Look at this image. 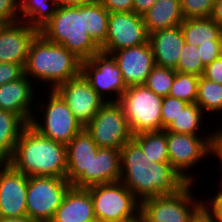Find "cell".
Wrapping results in <instances>:
<instances>
[{"mask_svg":"<svg viewBox=\"0 0 222 222\" xmlns=\"http://www.w3.org/2000/svg\"><path fill=\"white\" fill-rule=\"evenodd\" d=\"M148 34L180 25L184 16L180 0H157L143 15Z\"/></svg>","mask_w":222,"mask_h":222,"instance_id":"cell-23","label":"cell"},{"mask_svg":"<svg viewBox=\"0 0 222 222\" xmlns=\"http://www.w3.org/2000/svg\"><path fill=\"white\" fill-rule=\"evenodd\" d=\"M84 128L106 103L80 73L55 89Z\"/></svg>","mask_w":222,"mask_h":222,"instance_id":"cell-14","label":"cell"},{"mask_svg":"<svg viewBox=\"0 0 222 222\" xmlns=\"http://www.w3.org/2000/svg\"><path fill=\"white\" fill-rule=\"evenodd\" d=\"M216 0H180L184 19L210 17Z\"/></svg>","mask_w":222,"mask_h":222,"instance_id":"cell-34","label":"cell"},{"mask_svg":"<svg viewBox=\"0 0 222 222\" xmlns=\"http://www.w3.org/2000/svg\"><path fill=\"white\" fill-rule=\"evenodd\" d=\"M121 180V152L113 148H99L90 163V186Z\"/></svg>","mask_w":222,"mask_h":222,"instance_id":"cell-22","label":"cell"},{"mask_svg":"<svg viewBox=\"0 0 222 222\" xmlns=\"http://www.w3.org/2000/svg\"><path fill=\"white\" fill-rule=\"evenodd\" d=\"M108 12H131L134 0H99Z\"/></svg>","mask_w":222,"mask_h":222,"instance_id":"cell-41","label":"cell"},{"mask_svg":"<svg viewBox=\"0 0 222 222\" xmlns=\"http://www.w3.org/2000/svg\"><path fill=\"white\" fill-rule=\"evenodd\" d=\"M162 99L145 85L127 87L118 103L133 135L162 130Z\"/></svg>","mask_w":222,"mask_h":222,"instance_id":"cell-8","label":"cell"},{"mask_svg":"<svg viewBox=\"0 0 222 222\" xmlns=\"http://www.w3.org/2000/svg\"><path fill=\"white\" fill-rule=\"evenodd\" d=\"M132 140L152 162H169L167 130L139 133Z\"/></svg>","mask_w":222,"mask_h":222,"instance_id":"cell-27","label":"cell"},{"mask_svg":"<svg viewBox=\"0 0 222 222\" xmlns=\"http://www.w3.org/2000/svg\"><path fill=\"white\" fill-rule=\"evenodd\" d=\"M184 41L189 45L211 43L222 40V28L210 17L184 19L180 24Z\"/></svg>","mask_w":222,"mask_h":222,"instance_id":"cell-24","label":"cell"},{"mask_svg":"<svg viewBox=\"0 0 222 222\" xmlns=\"http://www.w3.org/2000/svg\"><path fill=\"white\" fill-rule=\"evenodd\" d=\"M28 176L9 163L0 164V217H26Z\"/></svg>","mask_w":222,"mask_h":222,"instance_id":"cell-16","label":"cell"},{"mask_svg":"<svg viewBox=\"0 0 222 222\" xmlns=\"http://www.w3.org/2000/svg\"><path fill=\"white\" fill-rule=\"evenodd\" d=\"M109 14L99 0L86 4V30L99 47L106 41Z\"/></svg>","mask_w":222,"mask_h":222,"instance_id":"cell-28","label":"cell"},{"mask_svg":"<svg viewBox=\"0 0 222 222\" xmlns=\"http://www.w3.org/2000/svg\"><path fill=\"white\" fill-rule=\"evenodd\" d=\"M48 92L46 103L42 104L41 99L35 103L37 107L35 111L43 113L41 115L43 120L39 121L40 116L34 114L30 125L40 134L67 145L83 127L60 94L56 90H48ZM39 107L42 108L40 111Z\"/></svg>","mask_w":222,"mask_h":222,"instance_id":"cell-5","label":"cell"},{"mask_svg":"<svg viewBox=\"0 0 222 222\" xmlns=\"http://www.w3.org/2000/svg\"><path fill=\"white\" fill-rule=\"evenodd\" d=\"M149 43L155 65L175 70L185 44L181 26L178 25L150 33Z\"/></svg>","mask_w":222,"mask_h":222,"instance_id":"cell-20","label":"cell"},{"mask_svg":"<svg viewBox=\"0 0 222 222\" xmlns=\"http://www.w3.org/2000/svg\"><path fill=\"white\" fill-rule=\"evenodd\" d=\"M48 41L62 44L81 61L101 52L86 30V4L58 7L53 17L39 29Z\"/></svg>","mask_w":222,"mask_h":222,"instance_id":"cell-4","label":"cell"},{"mask_svg":"<svg viewBox=\"0 0 222 222\" xmlns=\"http://www.w3.org/2000/svg\"><path fill=\"white\" fill-rule=\"evenodd\" d=\"M67 181L76 188L90 186V163L96 156L99 147L91 135L83 128L66 145Z\"/></svg>","mask_w":222,"mask_h":222,"instance_id":"cell-15","label":"cell"},{"mask_svg":"<svg viewBox=\"0 0 222 222\" xmlns=\"http://www.w3.org/2000/svg\"><path fill=\"white\" fill-rule=\"evenodd\" d=\"M71 186L66 178L28 177L27 217L34 222H50Z\"/></svg>","mask_w":222,"mask_h":222,"instance_id":"cell-10","label":"cell"},{"mask_svg":"<svg viewBox=\"0 0 222 222\" xmlns=\"http://www.w3.org/2000/svg\"><path fill=\"white\" fill-rule=\"evenodd\" d=\"M149 41L143 16L135 12H110L108 33L101 52L111 54L115 51L143 45Z\"/></svg>","mask_w":222,"mask_h":222,"instance_id":"cell-13","label":"cell"},{"mask_svg":"<svg viewBox=\"0 0 222 222\" xmlns=\"http://www.w3.org/2000/svg\"><path fill=\"white\" fill-rule=\"evenodd\" d=\"M203 114L205 113L198 104H188L165 130L179 134L199 135L203 132L199 130L203 128L202 121L205 120Z\"/></svg>","mask_w":222,"mask_h":222,"instance_id":"cell-29","label":"cell"},{"mask_svg":"<svg viewBox=\"0 0 222 222\" xmlns=\"http://www.w3.org/2000/svg\"><path fill=\"white\" fill-rule=\"evenodd\" d=\"M210 18L222 28V0H216Z\"/></svg>","mask_w":222,"mask_h":222,"instance_id":"cell-43","label":"cell"},{"mask_svg":"<svg viewBox=\"0 0 222 222\" xmlns=\"http://www.w3.org/2000/svg\"><path fill=\"white\" fill-rule=\"evenodd\" d=\"M24 75V68L19 64L0 63V86L18 80Z\"/></svg>","mask_w":222,"mask_h":222,"instance_id":"cell-39","label":"cell"},{"mask_svg":"<svg viewBox=\"0 0 222 222\" xmlns=\"http://www.w3.org/2000/svg\"><path fill=\"white\" fill-rule=\"evenodd\" d=\"M81 73L106 102H118L127 89L117 63L109 54L99 52L89 60L81 61Z\"/></svg>","mask_w":222,"mask_h":222,"instance_id":"cell-12","label":"cell"},{"mask_svg":"<svg viewBox=\"0 0 222 222\" xmlns=\"http://www.w3.org/2000/svg\"><path fill=\"white\" fill-rule=\"evenodd\" d=\"M58 7L82 6L95 2L96 0H55Z\"/></svg>","mask_w":222,"mask_h":222,"instance_id":"cell-44","label":"cell"},{"mask_svg":"<svg viewBox=\"0 0 222 222\" xmlns=\"http://www.w3.org/2000/svg\"><path fill=\"white\" fill-rule=\"evenodd\" d=\"M176 71L167 67L154 66L144 85L155 94L166 97L169 95Z\"/></svg>","mask_w":222,"mask_h":222,"instance_id":"cell-32","label":"cell"},{"mask_svg":"<svg viewBox=\"0 0 222 222\" xmlns=\"http://www.w3.org/2000/svg\"><path fill=\"white\" fill-rule=\"evenodd\" d=\"M58 9L55 0H19V19L38 30Z\"/></svg>","mask_w":222,"mask_h":222,"instance_id":"cell-26","label":"cell"},{"mask_svg":"<svg viewBox=\"0 0 222 222\" xmlns=\"http://www.w3.org/2000/svg\"><path fill=\"white\" fill-rule=\"evenodd\" d=\"M33 85L36 86L25 74L18 80L1 85L0 109L17 114L26 124H30L36 106L33 104L36 103Z\"/></svg>","mask_w":222,"mask_h":222,"instance_id":"cell-19","label":"cell"},{"mask_svg":"<svg viewBox=\"0 0 222 222\" xmlns=\"http://www.w3.org/2000/svg\"><path fill=\"white\" fill-rule=\"evenodd\" d=\"M188 182L174 194L146 198L141 202L145 222H190L201 210L202 199L195 198Z\"/></svg>","mask_w":222,"mask_h":222,"instance_id":"cell-7","label":"cell"},{"mask_svg":"<svg viewBox=\"0 0 222 222\" xmlns=\"http://www.w3.org/2000/svg\"><path fill=\"white\" fill-rule=\"evenodd\" d=\"M218 190H216L214 198L202 200L203 211L212 219V222H222V178ZM221 190V191H220Z\"/></svg>","mask_w":222,"mask_h":222,"instance_id":"cell-36","label":"cell"},{"mask_svg":"<svg viewBox=\"0 0 222 222\" xmlns=\"http://www.w3.org/2000/svg\"><path fill=\"white\" fill-rule=\"evenodd\" d=\"M196 104L206 113H222V85L200 76Z\"/></svg>","mask_w":222,"mask_h":222,"instance_id":"cell-30","label":"cell"},{"mask_svg":"<svg viewBox=\"0 0 222 222\" xmlns=\"http://www.w3.org/2000/svg\"><path fill=\"white\" fill-rule=\"evenodd\" d=\"M99 148L120 150L133 139L122 106L106 102L84 127Z\"/></svg>","mask_w":222,"mask_h":222,"instance_id":"cell-11","label":"cell"},{"mask_svg":"<svg viewBox=\"0 0 222 222\" xmlns=\"http://www.w3.org/2000/svg\"><path fill=\"white\" fill-rule=\"evenodd\" d=\"M197 48L205 67L222 56V40H211V43L198 45Z\"/></svg>","mask_w":222,"mask_h":222,"instance_id":"cell-37","label":"cell"},{"mask_svg":"<svg viewBox=\"0 0 222 222\" xmlns=\"http://www.w3.org/2000/svg\"><path fill=\"white\" fill-rule=\"evenodd\" d=\"M81 73V60L62 44L48 41L40 33L32 40L24 74L38 86L49 84L50 90H55L60 84ZM34 78V79H33ZM34 80H37L35 82ZM50 87V88H49Z\"/></svg>","mask_w":222,"mask_h":222,"instance_id":"cell-3","label":"cell"},{"mask_svg":"<svg viewBox=\"0 0 222 222\" xmlns=\"http://www.w3.org/2000/svg\"><path fill=\"white\" fill-rule=\"evenodd\" d=\"M217 130L200 134H179L167 131V149L169 163L180 173L187 182H196L195 174L188 173L202 161V159L215 155V140ZM194 177V178H193Z\"/></svg>","mask_w":222,"mask_h":222,"instance_id":"cell-9","label":"cell"},{"mask_svg":"<svg viewBox=\"0 0 222 222\" xmlns=\"http://www.w3.org/2000/svg\"><path fill=\"white\" fill-rule=\"evenodd\" d=\"M93 220L96 218L89 190L71 186L50 222H89Z\"/></svg>","mask_w":222,"mask_h":222,"instance_id":"cell-21","label":"cell"},{"mask_svg":"<svg viewBox=\"0 0 222 222\" xmlns=\"http://www.w3.org/2000/svg\"><path fill=\"white\" fill-rule=\"evenodd\" d=\"M39 30L29 24L17 21L0 24V63L26 65L32 40Z\"/></svg>","mask_w":222,"mask_h":222,"instance_id":"cell-17","label":"cell"},{"mask_svg":"<svg viewBox=\"0 0 222 222\" xmlns=\"http://www.w3.org/2000/svg\"><path fill=\"white\" fill-rule=\"evenodd\" d=\"M20 21L19 0H0V24Z\"/></svg>","mask_w":222,"mask_h":222,"instance_id":"cell-38","label":"cell"},{"mask_svg":"<svg viewBox=\"0 0 222 222\" xmlns=\"http://www.w3.org/2000/svg\"><path fill=\"white\" fill-rule=\"evenodd\" d=\"M199 76L176 72L169 96L189 104L196 103Z\"/></svg>","mask_w":222,"mask_h":222,"instance_id":"cell-31","label":"cell"},{"mask_svg":"<svg viewBox=\"0 0 222 222\" xmlns=\"http://www.w3.org/2000/svg\"><path fill=\"white\" fill-rule=\"evenodd\" d=\"M0 222H34L31 219L26 217H17V218H3L0 217Z\"/></svg>","mask_w":222,"mask_h":222,"instance_id":"cell-47","label":"cell"},{"mask_svg":"<svg viewBox=\"0 0 222 222\" xmlns=\"http://www.w3.org/2000/svg\"><path fill=\"white\" fill-rule=\"evenodd\" d=\"M188 104L169 95L163 97L161 106L162 130L166 129Z\"/></svg>","mask_w":222,"mask_h":222,"instance_id":"cell-35","label":"cell"},{"mask_svg":"<svg viewBox=\"0 0 222 222\" xmlns=\"http://www.w3.org/2000/svg\"><path fill=\"white\" fill-rule=\"evenodd\" d=\"M110 55L117 63L127 87L144 85L155 66L149 41L143 45L115 51Z\"/></svg>","mask_w":222,"mask_h":222,"instance_id":"cell-18","label":"cell"},{"mask_svg":"<svg viewBox=\"0 0 222 222\" xmlns=\"http://www.w3.org/2000/svg\"><path fill=\"white\" fill-rule=\"evenodd\" d=\"M157 0H134L133 12L143 16Z\"/></svg>","mask_w":222,"mask_h":222,"instance_id":"cell-42","label":"cell"},{"mask_svg":"<svg viewBox=\"0 0 222 222\" xmlns=\"http://www.w3.org/2000/svg\"><path fill=\"white\" fill-rule=\"evenodd\" d=\"M219 130H217V134H222V127H218Z\"/></svg>","mask_w":222,"mask_h":222,"instance_id":"cell-49","label":"cell"},{"mask_svg":"<svg viewBox=\"0 0 222 222\" xmlns=\"http://www.w3.org/2000/svg\"><path fill=\"white\" fill-rule=\"evenodd\" d=\"M122 222H145L141 212L134 218L122 221Z\"/></svg>","mask_w":222,"mask_h":222,"instance_id":"cell-48","label":"cell"},{"mask_svg":"<svg viewBox=\"0 0 222 222\" xmlns=\"http://www.w3.org/2000/svg\"><path fill=\"white\" fill-rule=\"evenodd\" d=\"M214 157H217V159H220V165L222 170V134H216V140H215V155ZM222 175V172H221ZM222 178V176H221Z\"/></svg>","mask_w":222,"mask_h":222,"instance_id":"cell-45","label":"cell"},{"mask_svg":"<svg viewBox=\"0 0 222 222\" xmlns=\"http://www.w3.org/2000/svg\"><path fill=\"white\" fill-rule=\"evenodd\" d=\"M121 182L142 202L146 198L170 195L188 182L169 162H152L133 141L121 149Z\"/></svg>","mask_w":222,"mask_h":222,"instance_id":"cell-1","label":"cell"},{"mask_svg":"<svg viewBox=\"0 0 222 222\" xmlns=\"http://www.w3.org/2000/svg\"><path fill=\"white\" fill-rule=\"evenodd\" d=\"M87 189L99 222H122L140 213L141 202L121 181L92 185Z\"/></svg>","mask_w":222,"mask_h":222,"instance_id":"cell-6","label":"cell"},{"mask_svg":"<svg viewBox=\"0 0 222 222\" xmlns=\"http://www.w3.org/2000/svg\"><path fill=\"white\" fill-rule=\"evenodd\" d=\"M9 164L25 176L66 178V144L56 142L27 124L19 139Z\"/></svg>","mask_w":222,"mask_h":222,"instance_id":"cell-2","label":"cell"},{"mask_svg":"<svg viewBox=\"0 0 222 222\" xmlns=\"http://www.w3.org/2000/svg\"><path fill=\"white\" fill-rule=\"evenodd\" d=\"M191 222H212V219L202 209Z\"/></svg>","mask_w":222,"mask_h":222,"instance_id":"cell-46","label":"cell"},{"mask_svg":"<svg viewBox=\"0 0 222 222\" xmlns=\"http://www.w3.org/2000/svg\"><path fill=\"white\" fill-rule=\"evenodd\" d=\"M203 77L222 85V56L205 67Z\"/></svg>","mask_w":222,"mask_h":222,"instance_id":"cell-40","label":"cell"},{"mask_svg":"<svg viewBox=\"0 0 222 222\" xmlns=\"http://www.w3.org/2000/svg\"><path fill=\"white\" fill-rule=\"evenodd\" d=\"M204 70L205 66L202 63L199 48H197L194 44L189 45L185 43L180 53L175 71L184 74H193L200 77L203 76Z\"/></svg>","mask_w":222,"mask_h":222,"instance_id":"cell-33","label":"cell"},{"mask_svg":"<svg viewBox=\"0 0 222 222\" xmlns=\"http://www.w3.org/2000/svg\"><path fill=\"white\" fill-rule=\"evenodd\" d=\"M26 125L17 114L0 109V164L9 163L15 144Z\"/></svg>","mask_w":222,"mask_h":222,"instance_id":"cell-25","label":"cell"}]
</instances>
